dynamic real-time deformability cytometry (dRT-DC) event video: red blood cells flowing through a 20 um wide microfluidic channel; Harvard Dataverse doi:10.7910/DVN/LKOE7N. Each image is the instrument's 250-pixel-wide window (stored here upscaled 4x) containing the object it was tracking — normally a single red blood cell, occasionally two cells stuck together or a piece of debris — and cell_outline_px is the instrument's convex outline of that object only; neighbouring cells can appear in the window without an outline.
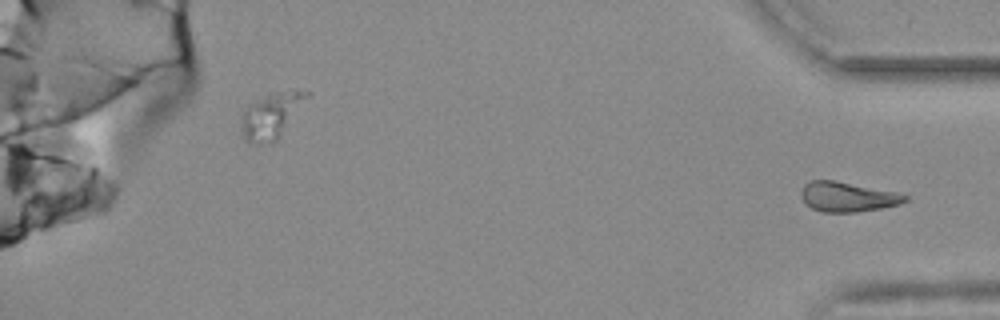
{"species": "common noctule bat (a hibernating species)", "species_latin": "Nyctalus noctula", "temperature_condition": "warm", "stored_images_in_passage": 44, "segment_of_instrument_passage": [2, 2], "camera_frame_rate_fps": 3000, "um_per_image_px": 0.085, "animal": {"sex": "female", "body_mass_g": 25.1}, "frame": {"image": 1, "passage_image": 44, "time_ms": 14.333, "image_size_px": [1000, 320], "cell_outline_px": [[908, 200], [900, 204], [880, 208], [856, 212], [820, 212], [812, 208], [800, 196], [800, 192], [804, 184], [808, 180], [832, 180], [896, 192], [908, 196]], "centroid_in_image_um": [72.01, 16.73], "position_along_channel_um": 363.2, "area_um2": 17.92}}